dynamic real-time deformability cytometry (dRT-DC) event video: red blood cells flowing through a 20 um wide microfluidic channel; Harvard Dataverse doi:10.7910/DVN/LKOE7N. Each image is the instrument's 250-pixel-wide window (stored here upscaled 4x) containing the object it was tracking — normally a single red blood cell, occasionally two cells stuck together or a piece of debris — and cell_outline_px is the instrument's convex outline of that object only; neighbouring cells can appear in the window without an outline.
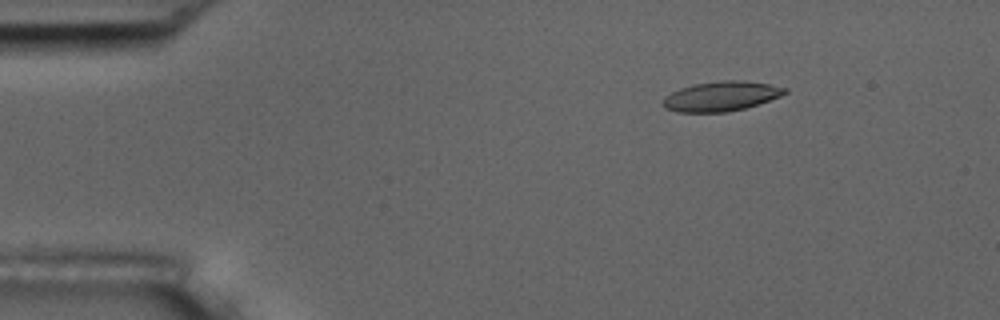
{"species": "common noctule bat (a hibernating species)", "species_latin": "Nyctalus noctula", "temperature_condition": "room temperature", "stored_images_in_passage": 5, "camera_frame_rate_fps": 3000, "um_per_image_px": 0.085, "animal": {"sex": "male", "body_mass_g": 17.5, "forearm_length_mm": 52.3}, "frame": {"image": 1, "passage_image": 3, "time_ms": 2.333, "image_size_px": [1000, 320], "cell_outline_px": [[788, 92], [780, 96], [744, 108], [728, 112], [680, 112], [664, 108], [664, 96], [680, 88], [696, 84], [720, 80], [744, 80], [768, 84], [788, 88]], "centroid_in_image_um": [61.3, 8.17], "position_along_channel_um": 23.7, "area_um2": 20.92}}